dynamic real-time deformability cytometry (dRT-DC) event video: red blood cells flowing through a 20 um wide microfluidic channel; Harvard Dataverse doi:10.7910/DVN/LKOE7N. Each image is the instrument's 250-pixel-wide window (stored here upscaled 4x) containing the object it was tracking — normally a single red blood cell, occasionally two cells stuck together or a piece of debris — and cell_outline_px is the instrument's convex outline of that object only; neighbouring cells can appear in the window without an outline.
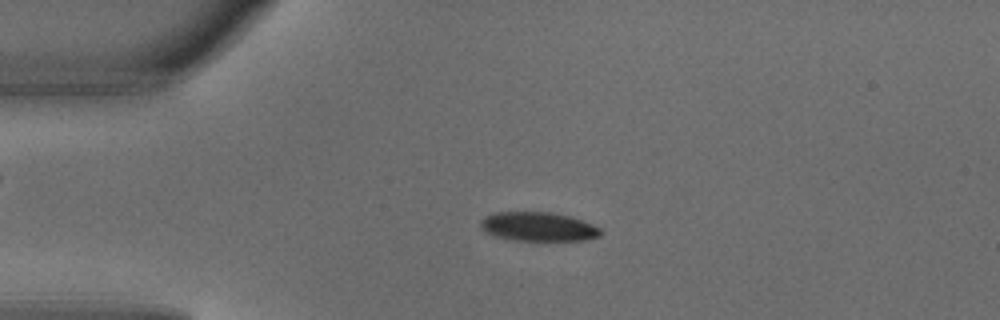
{"species": "common noctule bat (a hibernating species)", "species_latin": "Nyctalus noctula", "temperature_condition": "warm", "stored_images_in_passage": 3, "camera_frame_rate_fps": 3000, "um_per_image_px": 0.085, "animal": {"sex": "male", "body_mass_g": 18.8}, "frame": {"image": 1, "passage_image": 3, "time_ms": 0.667, "image_size_px": [1000, 320], "cell_outline_px": [[600, 236], [584, 240], [516, 240], [496, 236], [484, 232], [480, 228], [480, 220], [484, 216], [496, 212], [552, 212], [568, 216], [592, 224], [600, 228]], "centroid_in_image_um": [45.7, 19.26], "position_along_channel_um": 39.3, "area_um2": 20.17}}